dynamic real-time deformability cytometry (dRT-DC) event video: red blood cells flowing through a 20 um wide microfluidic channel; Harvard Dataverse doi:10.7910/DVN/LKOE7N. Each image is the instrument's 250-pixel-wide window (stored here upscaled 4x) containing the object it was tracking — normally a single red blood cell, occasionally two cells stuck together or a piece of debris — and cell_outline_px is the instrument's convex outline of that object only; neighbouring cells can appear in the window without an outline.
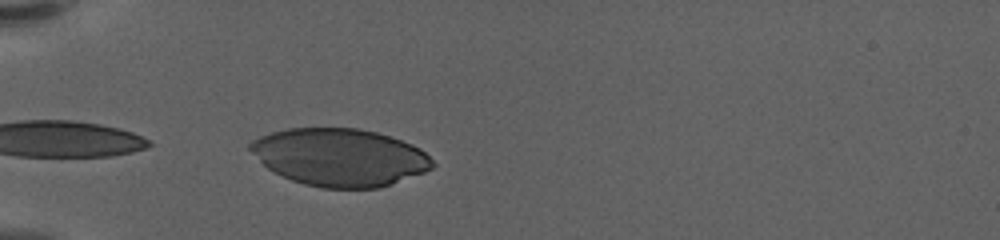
{"species": "human", "species_latin": "Homo sapiens", "temperature_condition": "warm", "stored_images_in_passage": 27, "camera_frame_rate_fps": 3000, "um_per_image_px": 0.085, "donor": {"sex": "female"}, "frame": {"image": 1, "passage_image": 1, "time_ms": 0.0, "image_size_px": [1000, 240], "cell_outline_px": [[436, 164], [432, 168], [424, 172], [380, 188], [320, 188], [304, 184], [292, 180], [272, 172], [248, 148], [248, 144], [252, 140], [260, 136], [272, 132], [288, 128], [356, 128], [376, 132], [412, 144], [420, 148]], "centroid_in_image_um": [28.87, 13.37], "position_along_channel_um": 56.1, "area_um2": 61.04}}
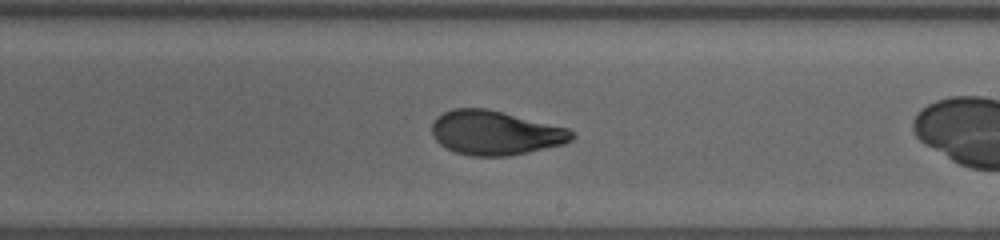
{"frame": {"image": 2, "passage_image": 15, "time_ms": 4.667, "image_size_px": [1000, 240], "cell_outline_px": [[576, 136], [572, 140], [564, 144], [528, 152], [508, 156], [468, 156], [456, 152], [440, 144], [432, 136], [432, 120], [436, 116], [452, 108], [488, 108], [568, 128], [576, 132]], "centroid_in_image_um": [42.1, 11.28], "position_along_channel_um": 246.9, "area_um2": 36.41}}
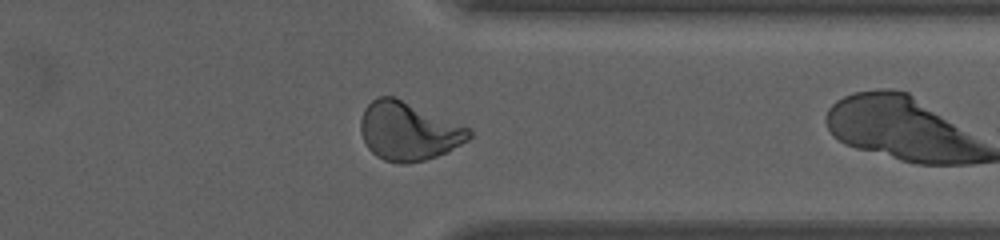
{"frame": {"image": 3, "passage_image": 26, "time_ms": 8.333, "image_size_px": [1000, 240], "cell_outline_px": [[472, 136], [468, 140], [448, 152], [424, 160], [408, 164], [400, 164], [384, 160], [376, 156], [368, 148], [360, 132], [360, 120], [364, 108], [372, 100], [380, 96], [396, 96], [472, 128]], "centroid_in_image_um": [34.74, 11.14], "position_along_channel_um": 376.7, "area_um2": 37.51}}